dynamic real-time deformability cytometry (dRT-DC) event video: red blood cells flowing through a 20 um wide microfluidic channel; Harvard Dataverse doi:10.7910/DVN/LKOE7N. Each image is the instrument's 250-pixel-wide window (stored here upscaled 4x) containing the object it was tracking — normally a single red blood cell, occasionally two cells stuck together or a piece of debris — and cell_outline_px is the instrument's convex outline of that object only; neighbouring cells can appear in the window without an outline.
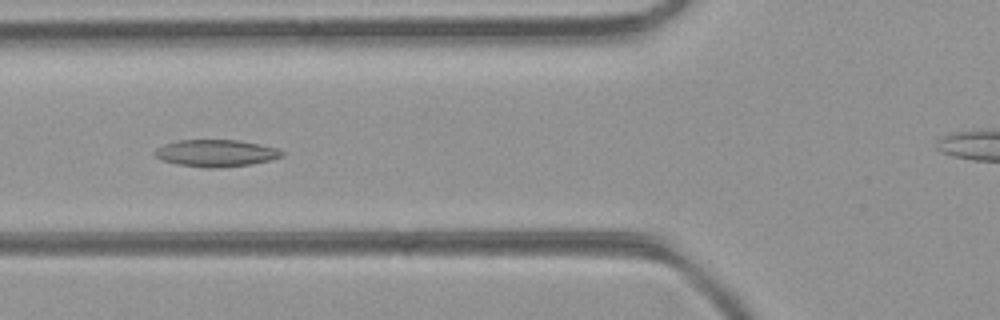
{"species": "common noctule bat (a hibernating species)", "species_latin": "Nyctalus noctula", "temperature_condition": "room temperature", "stored_images_in_passage": 40, "camera_frame_rate_fps": 3000, "um_per_image_px": 0.085, "animal": {"sex": "female", "body_mass_g": 21.9}, "frame": {"image": 1, "passage_image": 10, "time_ms": 3.0, "image_size_px": [1000, 320], "cell_outline_px": [[284, 156], [252, 164], [216, 168], [204, 168], [180, 164], [160, 160], [152, 152], [156, 148], [164, 144], [176, 140], [236, 140], [260, 144], [276, 148], [284, 152]], "centroid_in_image_um": [18.33, 13.01], "position_along_channel_um": 107.5, "area_um2": 20.0}}
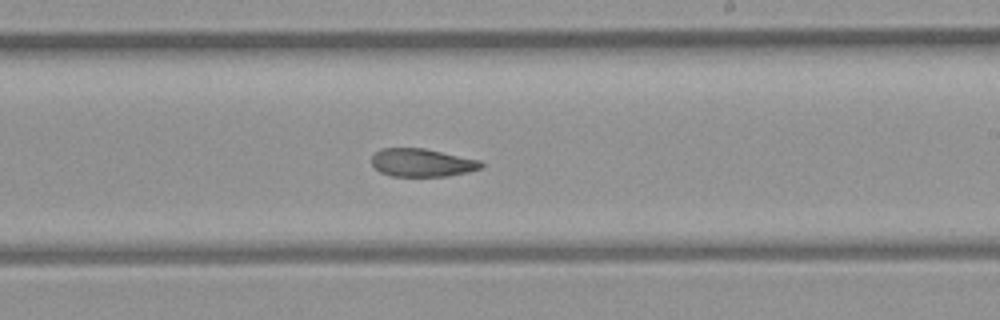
{"frame": {"image": 2, "passage_image": 20, "time_ms": 6.333, "image_size_px": [1000, 320], "cell_outline_px": [[484, 164], [480, 168], [468, 172], [448, 176], [392, 176], [380, 172], [372, 164], [372, 156], [380, 148], [424, 148], [480, 160]], "centroid_in_image_um": [35.87, 13.82], "position_along_channel_um": 253.1, "area_um2": 17.86}}
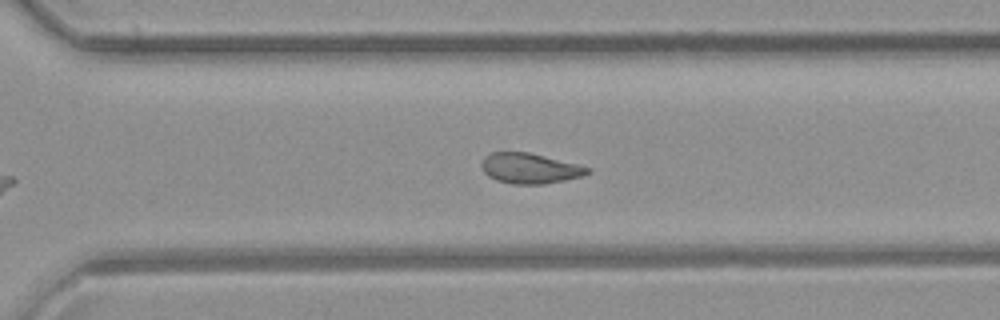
{"frame": {"image": 3, "passage_image": 25, "time_ms": 8.0, "image_size_px": [1000, 320], "cell_outline_px": [[592, 172], [584, 176], [544, 184], [512, 184], [496, 180], [488, 176], [484, 172], [480, 164], [484, 156], [492, 152], [528, 152], [592, 168]], "centroid_in_image_um": [45.03, 14.31], "position_along_channel_um": 325.6, "area_um2": 18.79}, "authors_computed_cell_mechanics": {"area_um2": 19.5364, "velocity_mm_per_s": 4.3588, "shape_relaxation_time_tau1_ms": 10.9651, "shape_relaxation_time_tau2_ms": 4.2637, "deformation_change_tau1": 0.2304, "deformation_change_tau2": 0.1073}}